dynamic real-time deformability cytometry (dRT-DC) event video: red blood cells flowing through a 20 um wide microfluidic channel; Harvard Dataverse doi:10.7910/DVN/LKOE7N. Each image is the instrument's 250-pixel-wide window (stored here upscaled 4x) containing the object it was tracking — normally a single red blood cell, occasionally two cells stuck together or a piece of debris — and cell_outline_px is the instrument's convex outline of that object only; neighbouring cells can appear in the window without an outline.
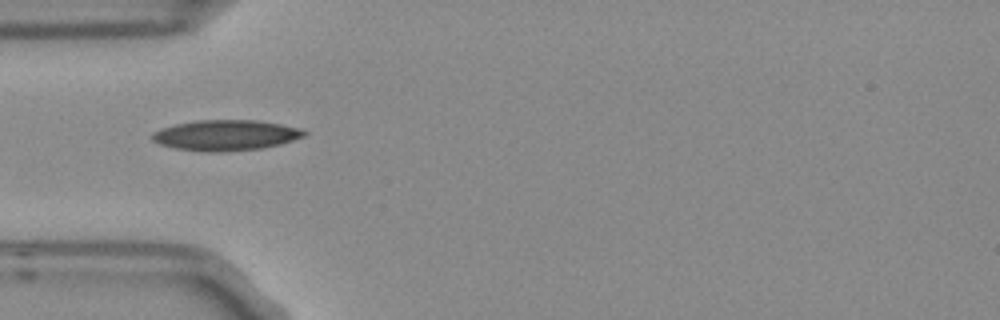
{"species": "Egyptian fruit bat (a non-hibernating species)", "species_latin": "Rousettus aegyptiacus", "temperature_condition": "room temperature", "stored_images_in_passage": 7, "camera_frame_rate_fps": 3000, "um_per_image_px": 0.085, "frame": {"image": 1, "passage_image": 1, "time_ms": 0.0, "image_size_px": [1000, 320], "cell_outline_px": [[308, 132], [304, 136], [280, 144], [260, 148], [212, 152], [176, 148], [160, 144], [152, 140], [152, 132], [160, 128], [176, 124], [196, 120], [256, 120], [280, 124], [300, 128]], "centroid_in_image_um": [19.17, 11.48], "position_along_channel_um": 65.8, "area_um2": 26.76}}
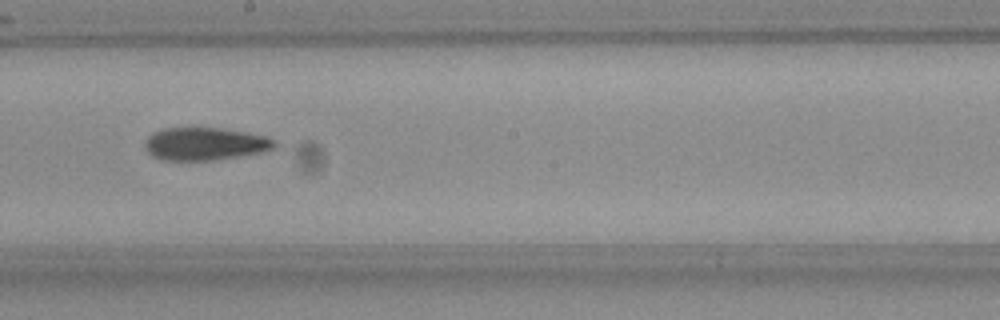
{"frame": {"image": 2, "passage_image": 5, "time_ms": 1.333, "image_size_px": [1000, 320], "cell_outline_px": [[276, 148], [260, 152], [212, 160], [160, 160], [152, 156], [144, 148], [144, 144], [148, 136], [152, 132], [164, 128], [220, 128], [244, 132], [264, 136], [272, 140], [276, 144]], "centroid_in_image_um": [17.35, 12.23], "position_along_channel_um": 230.9, "area_um2": 24.51}}
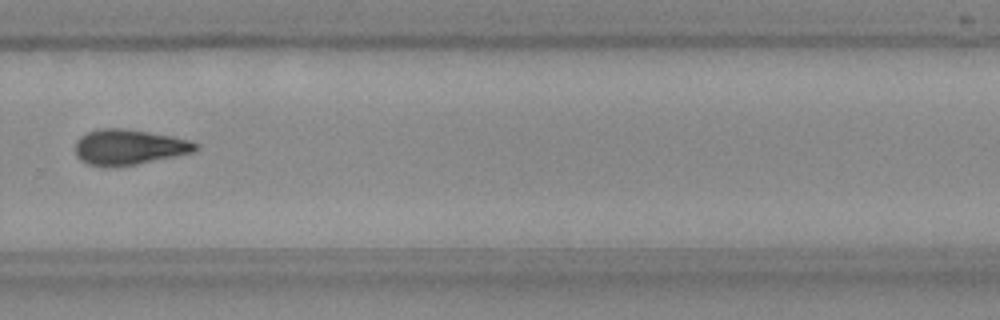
{"frame": {"image": 3, "passage_image": 7, "time_ms": 2.0, "image_size_px": [1000, 320], "cell_outline_px": [[200, 148], [192, 152], [136, 164], [88, 164], [80, 160], [76, 156], [76, 140], [80, 136], [88, 132], [100, 128], [124, 128], [172, 136], [188, 140], [196, 144]], "centroid_in_image_um": [10.95, 12.46], "position_along_channel_um": 318.9, "area_um2": 24.04}}